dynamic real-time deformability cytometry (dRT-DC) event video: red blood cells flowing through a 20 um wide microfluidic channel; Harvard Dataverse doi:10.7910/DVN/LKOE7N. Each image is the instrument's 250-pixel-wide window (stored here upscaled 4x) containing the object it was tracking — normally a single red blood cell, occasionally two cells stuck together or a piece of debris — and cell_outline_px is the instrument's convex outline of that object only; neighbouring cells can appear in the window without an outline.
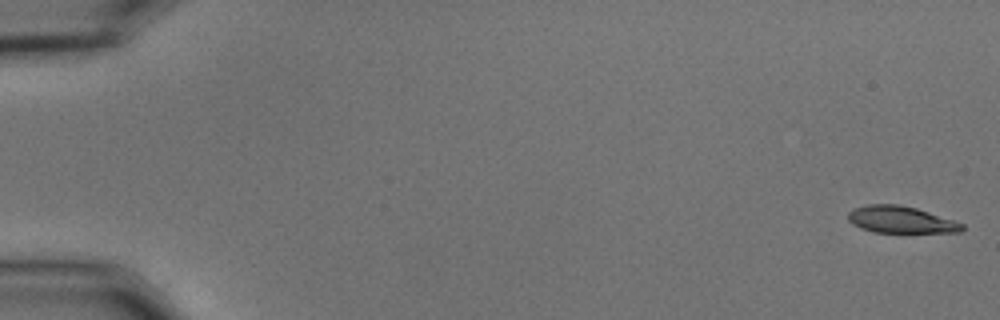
{"species": "common noctule bat (a hibernating species)", "species_latin": "Nyctalus noctula", "temperature_condition": "cold", "stored_images_in_passage": 17, "camera_frame_rate_fps": 3000, "um_per_image_px": 0.085, "animal": {"sex": "male", "body_mass_g": 15.6}, "frame": {"image": 1, "passage_image": 1, "time_ms": 0.0, "image_size_px": [1000, 320], "cell_outline_px": [[964, 228], [960, 232], [872, 232], [860, 228], [852, 224], [848, 220], [848, 212], [852, 208], [868, 204], [900, 204], [916, 208], [956, 220], [964, 224]], "centroid_in_image_um": [76.55, 18.66], "position_along_channel_um": 8.4, "area_um2": 18.03}}